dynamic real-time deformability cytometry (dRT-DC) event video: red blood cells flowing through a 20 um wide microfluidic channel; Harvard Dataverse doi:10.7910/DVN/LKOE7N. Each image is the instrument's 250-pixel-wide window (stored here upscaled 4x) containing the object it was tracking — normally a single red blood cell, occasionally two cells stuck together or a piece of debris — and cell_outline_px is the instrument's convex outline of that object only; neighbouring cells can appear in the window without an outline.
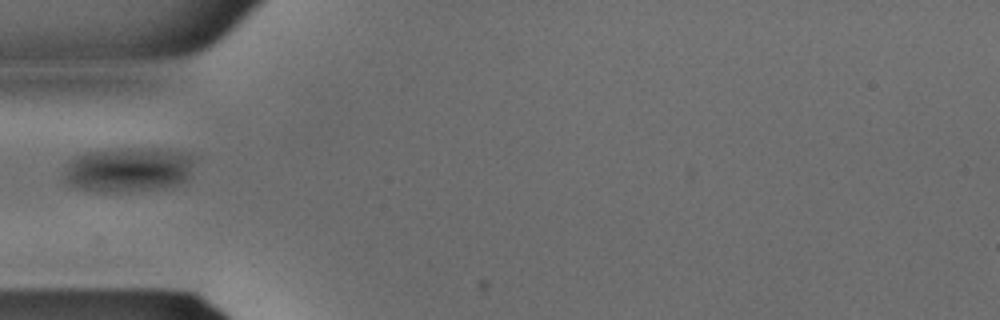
{"species": "common noctule bat (a hibernating species)", "species_latin": "Nyctalus noctula", "temperature_condition": "warm", "stored_images_in_passage": 32, "camera_frame_rate_fps": 3000, "um_per_image_px": 0.085, "animal": {"sex": "male", "body_mass_g": 15.6}, "frame": {"image": 1, "passage_image": 8, "time_ms": 2.333, "image_size_px": [1000, 320], "cell_outline_px": [[200, 156], [192, 176], [168, 188], [120, 192], [96, 192], [72, 188], [64, 180], [64, 168], [68, 160], [84, 152], [116, 148], [160, 148], [192, 152]], "centroid_in_image_um": [11.0, 14.4], "position_along_channel_um": 74.0, "area_um2": 35.84}}
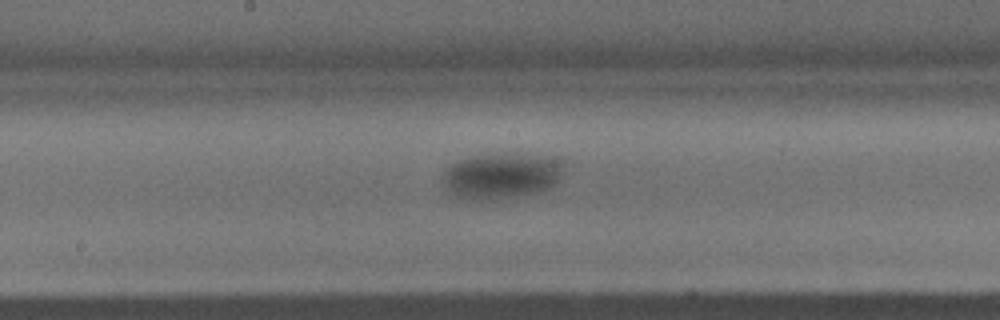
{"frame": {"image": 2, "passage_image": 15, "time_ms": 4.667, "image_size_px": [1000, 320], "cell_outline_px": [[564, 160], [560, 180], [552, 188], [536, 192], [516, 196], [480, 200], [472, 200], [456, 196], [444, 184], [440, 176], [444, 168], [460, 160], [476, 156], [504, 152], [516, 152], [560, 156]], "centroid_in_image_um": [42.71, 14.89], "position_along_channel_um": 205.5, "area_um2": 33.12}}
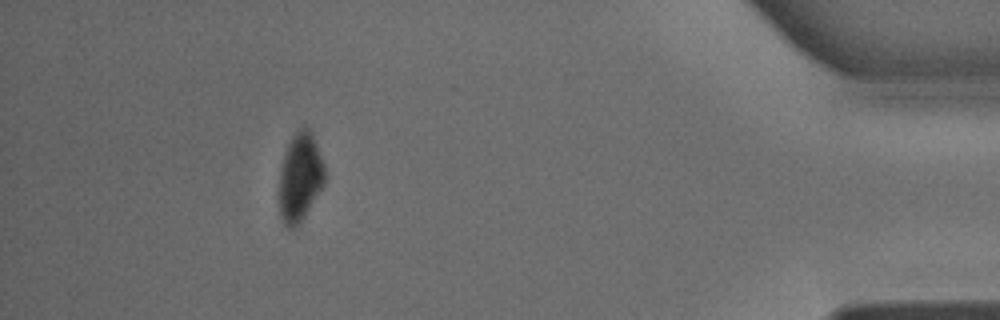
{"frame": {"image": 3, "passage_image": 29, "time_ms": 9.333, "image_size_px": [1000, 320], "cell_outline_px": [[324, 184], [300, 224], [292, 228], [288, 228], [284, 224], [280, 216], [280, 168], [284, 152], [292, 136], [304, 124], [312, 132], [324, 164]], "centroid_in_image_um": [25.5, 15.05], "position_along_channel_um": 409.7, "area_um2": 23.47}}